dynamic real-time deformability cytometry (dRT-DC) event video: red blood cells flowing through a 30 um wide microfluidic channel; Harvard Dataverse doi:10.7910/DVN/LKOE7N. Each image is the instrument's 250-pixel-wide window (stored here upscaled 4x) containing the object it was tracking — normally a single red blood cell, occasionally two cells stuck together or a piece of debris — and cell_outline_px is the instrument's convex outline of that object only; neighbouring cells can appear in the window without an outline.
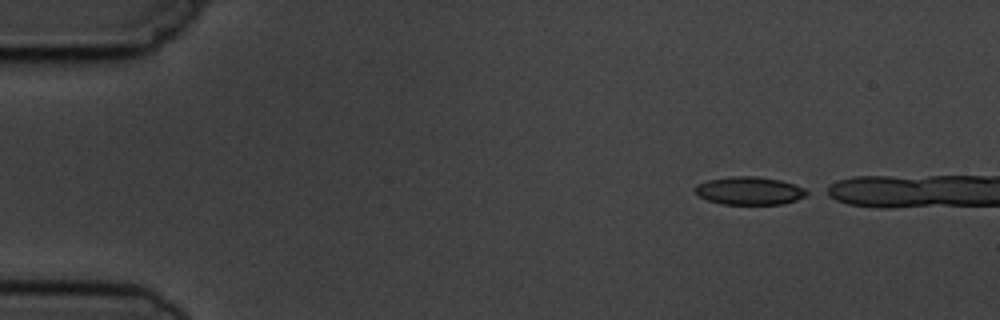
{"species": "common noctule bat (a hibernating species)", "species_latin": "Nyctalus noctula", "temperature_condition": "cold", "stored_images_in_passage": 3, "camera_frame_rate_fps": 3000, "um_per_image_px": 0.085, "animal": {"sex": "male", "body_mass_g": 19.5, "forearm_length_mm": 54.6}, "frame": {"image": 1, "passage_image": 1, "time_ms": 0.0, "image_size_px": [1000, 320], "cell_outline_px": [[812, 192], [796, 200], [784, 204], [720, 204], [708, 200], [700, 196], [696, 192], [696, 184], [708, 180], [732, 176], [756, 176], [780, 180], [804, 188]], "centroid_in_image_um": [63.72, 16.21], "position_along_channel_um": 21.3, "area_um2": 18.15}}